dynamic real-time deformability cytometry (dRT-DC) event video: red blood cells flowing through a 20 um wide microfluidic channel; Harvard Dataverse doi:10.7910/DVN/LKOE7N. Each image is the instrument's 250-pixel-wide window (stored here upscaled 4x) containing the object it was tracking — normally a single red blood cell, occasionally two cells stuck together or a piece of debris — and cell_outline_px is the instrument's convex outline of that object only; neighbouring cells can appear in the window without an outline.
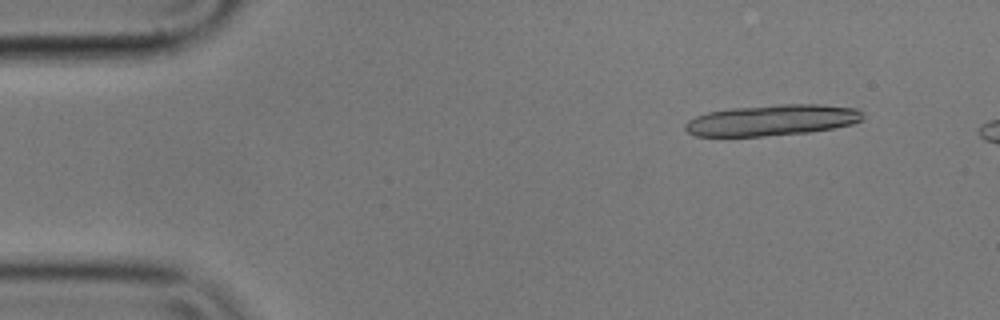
{"species": "common noctule bat (a hibernating species)", "species_latin": "Nyctalus noctula", "temperature_condition": "cold", "stored_images_in_passage": 4, "camera_frame_rate_fps": 3000, "um_per_image_px": 0.085, "animal": {"sex": "male", "body_mass_g": 17.9}, "frame": {"image": 1, "passage_image": 2, "time_ms": 0.333, "image_size_px": [1000, 320], "cell_outline_px": [[864, 120], [852, 124], [832, 128], [808, 132], [764, 136], [696, 136], [688, 132], [684, 128], [684, 124], [688, 120], [696, 116], [708, 112], [732, 108], [780, 104], [820, 104], [856, 108], [864, 116]], "centroid_in_image_um": [65.62, 10.21], "position_along_channel_um": 19.4, "area_um2": 32.08}}